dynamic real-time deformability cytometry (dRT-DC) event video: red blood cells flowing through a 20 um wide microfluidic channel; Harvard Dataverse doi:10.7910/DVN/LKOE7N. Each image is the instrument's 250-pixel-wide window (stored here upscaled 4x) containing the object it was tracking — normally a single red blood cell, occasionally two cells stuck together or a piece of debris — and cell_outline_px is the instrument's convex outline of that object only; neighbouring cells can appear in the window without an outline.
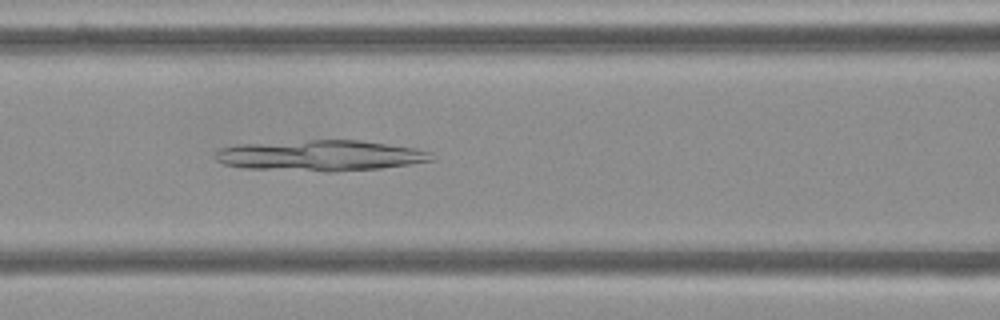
{"species": "Egyptian fruit bat (a non-hibernating species)", "species_latin": "Rousettus aegyptiacus", "temperature_condition": "cold", "stored_images_in_passage": 42, "camera_frame_rate_fps": 3000, "um_per_image_px": 0.085, "frame": {"image": 1, "passage_image": 11, "time_ms": 3.333, "image_size_px": [1000, 320], "cell_outline_px": [[436, 160], [380, 168], [336, 172], [324, 172], [244, 168], [224, 164], [216, 160], [216, 152], [220, 148], [240, 144], [312, 140], [360, 140], [416, 148], [432, 152]], "centroid_in_image_um": [27.28, 13.23], "position_along_channel_um": 139.3, "area_um2": 38.96}}
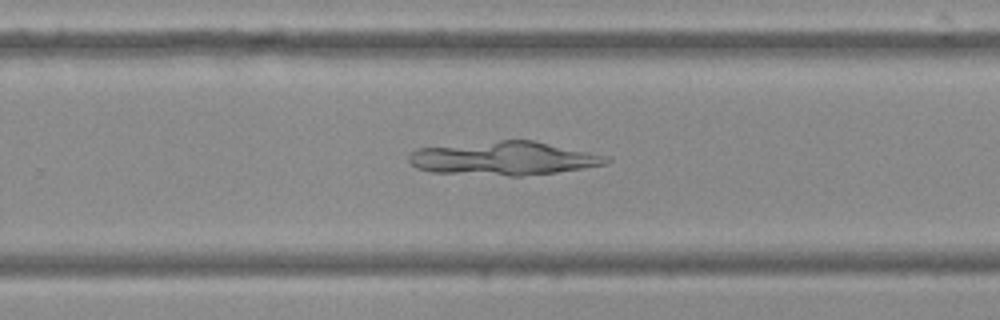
{"frame": {"image": 2, "passage_image": 23, "time_ms": 7.333, "image_size_px": [1000, 320], "cell_outline_px": [[612, 160], [604, 164], [584, 168], [556, 172], [520, 176], [508, 176], [432, 172], [416, 168], [408, 160], [408, 156], [416, 148], [500, 140], [532, 140], [612, 156]], "centroid_in_image_um": [42.85, 13.46], "position_along_channel_um": 286.9, "area_um2": 38.84}}
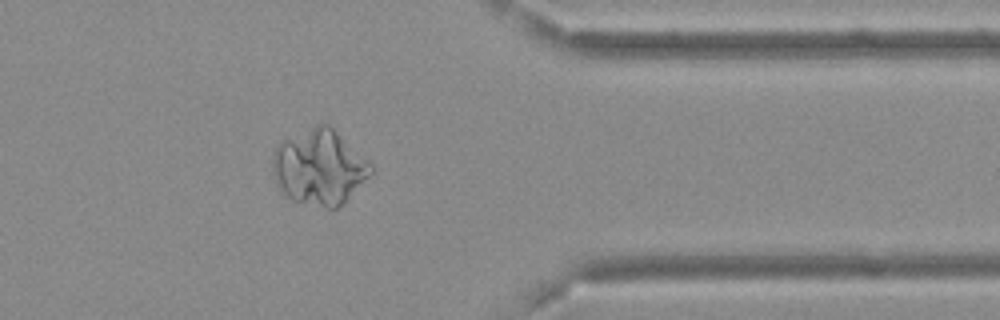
{"frame": {"image": 3, "passage_image": 32, "time_ms": 10.333, "image_size_px": [1000, 320], "cell_outline_px": [[372, 172], [336, 208], [324, 208], [292, 200], [284, 196], [276, 184], [272, 176], [272, 156], [276, 144], [280, 140], [316, 124], [328, 124], [368, 160], [372, 164]], "centroid_in_image_um": [27.06, 14.19], "position_along_channel_um": 384.3, "area_um2": 43.0}}